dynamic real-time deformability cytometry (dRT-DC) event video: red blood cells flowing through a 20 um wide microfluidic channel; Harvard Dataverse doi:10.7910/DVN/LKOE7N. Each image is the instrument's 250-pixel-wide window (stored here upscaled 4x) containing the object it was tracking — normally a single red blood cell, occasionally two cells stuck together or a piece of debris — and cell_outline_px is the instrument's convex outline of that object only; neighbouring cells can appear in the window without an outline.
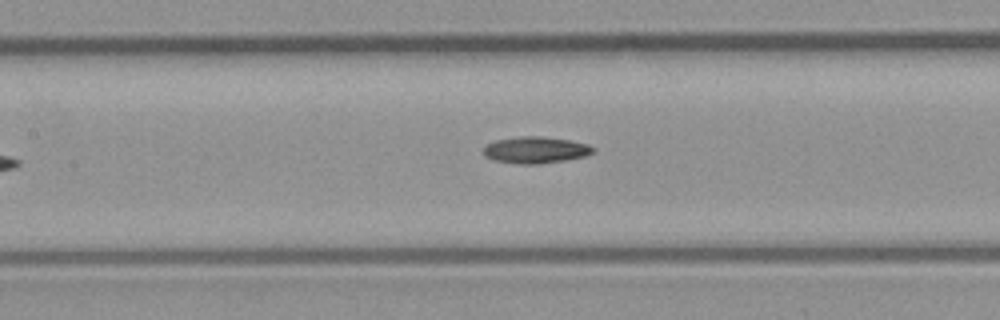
{"species": "common noctule bat (a hibernating species)", "species_latin": "Nyctalus noctula", "temperature_condition": "room temperature", "stored_images_in_passage": 8, "camera_frame_rate_fps": 3000, "um_per_image_px": 0.085, "animal": {"sex": "male", "body_mass_g": 23.1, "forearm_length_mm": 52.7}, "frame": {"image": 1, "passage_image": 8, "time_ms": 2.333, "image_size_px": [1000, 320], "cell_outline_px": [[596, 152], [584, 156], [564, 160], [536, 164], [520, 164], [496, 160], [484, 156], [484, 148], [488, 144], [496, 140], [520, 136], [540, 136], [568, 140], [588, 144], [596, 148]], "centroid_in_image_um": [45.56, 12.74], "position_along_channel_um": 161.8, "area_um2": 16.82}}